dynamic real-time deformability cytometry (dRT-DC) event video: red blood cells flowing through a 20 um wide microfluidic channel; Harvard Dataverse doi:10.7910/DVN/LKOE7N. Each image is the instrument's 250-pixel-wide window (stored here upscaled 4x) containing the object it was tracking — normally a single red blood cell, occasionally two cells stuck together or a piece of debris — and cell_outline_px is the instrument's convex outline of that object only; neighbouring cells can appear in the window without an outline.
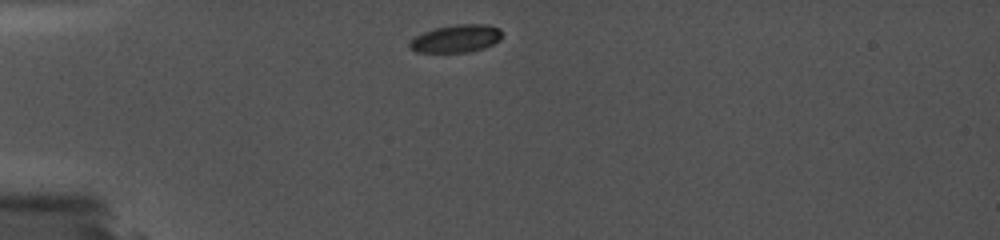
{"species": "common noctule bat (a hibernating species)", "species_latin": "Nyctalus noctula", "temperature_condition": "cold", "stored_images_in_passage": 31, "camera_frame_rate_fps": 5000, "um_per_image_px": 0.085, "animal": {"sex": "female", "body_mass_g": 19.0, "forearm_length_mm": 56.7}, "frame": {"image": 1, "passage_image": 1, "time_ms": 0.0, "image_size_px": [1000, 240], "cell_outline_px": [[504, 32], [500, 40], [484, 48], [468, 52], [416, 52], [408, 44], [416, 36], [424, 32], [436, 28], [456, 24], [488, 24], [500, 28]], "centroid_in_image_um": [38.84, 3.27], "position_along_channel_um": 46.2, "area_um2": 14.91}}
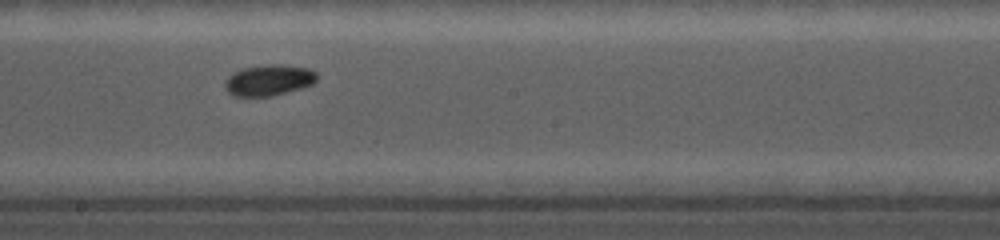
{"frame": {"image": 2, "passage_image": 12, "time_ms": 5.6, "image_size_px": [1000, 240], "cell_outline_px": [[320, 76], [312, 84], [300, 88], [272, 96], [232, 96], [224, 88], [224, 84], [228, 76], [232, 72], [244, 68], [268, 64], [280, 64], [308, 68], [316, 72]], "centroid_in_image_um": [22.84, 6.81], "position_along_channel_um": 225.4, "area_um2": 16.7}}
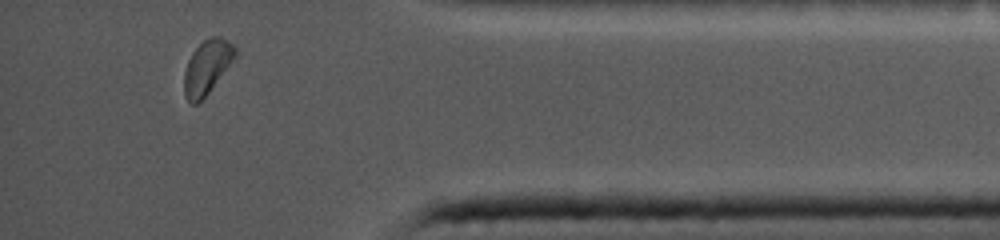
{"frame": {"image": 3, "passage_image": 27, "time_ms": 11.0, "image_size_px": [1000, 240], "cell_outline_px": [[236, 56], [208, 92], [196, 104], [192, 104], [184, 96], [184, 72], [188, 60], [192, 52], [204, 40], [212, 36], [220, 36], [228, 40], [236, 48]], "centroid_in_image_um": [17.58, 5.67], "position_along_channel_um": 417.6, "area_um2": 15.72}, "authors_computed_cell_mechanics": {"area_um2": 15.7794, "velocity_mm_per_s": 3.7392, "shape_relaxation_time_tau1_ms": null, "shape_relaxation_time_tau2_ms": 1.8632, "deformation_change_tau1": null, "deformation_change_tau2": 0.0407}}